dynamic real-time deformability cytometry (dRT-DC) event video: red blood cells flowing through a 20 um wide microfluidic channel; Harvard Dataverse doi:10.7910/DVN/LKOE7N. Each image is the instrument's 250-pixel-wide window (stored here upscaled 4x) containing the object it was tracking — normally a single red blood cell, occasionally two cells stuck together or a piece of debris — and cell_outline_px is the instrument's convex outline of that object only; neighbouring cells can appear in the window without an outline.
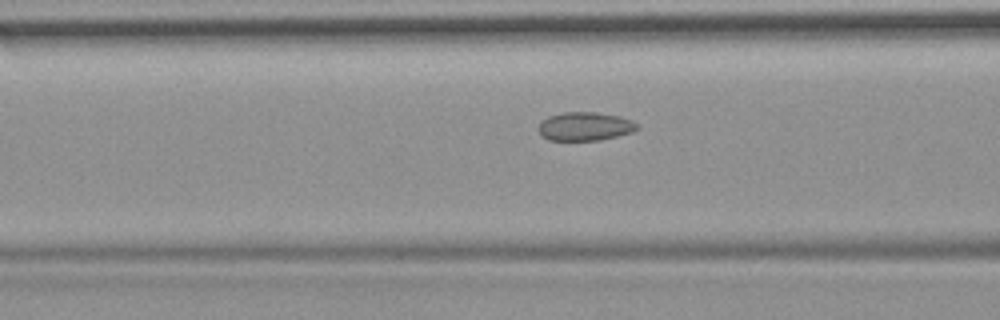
{"species": "common noctule bat (a hibernating species)", "species_latin": "Nyctalus noctula", "temperature_condition": "room temperature", "stored_images_in_passage": 37, "camera_frame_rate_fps": 3000, "um_per_image_px": 0.085, "animal": {"sex": "female", "body_mass_g": 19.9}, "frame": {"image": 1, "passage_image": 14, "time_ms": 4.333, "image_size_px": [1000, 320], "cell_outline_px": [[640, 128], [632, 132], [600, 140], [548, 140], [540, 136], [536, 128], [540, 120], [548, 116], [564, 112], [596, 112], [620, 116], [632, 120]], "centroid_in_image_um": [49.66, 10.74], "position_along_channel_um": 116.9, "area_um2": 16.7}}
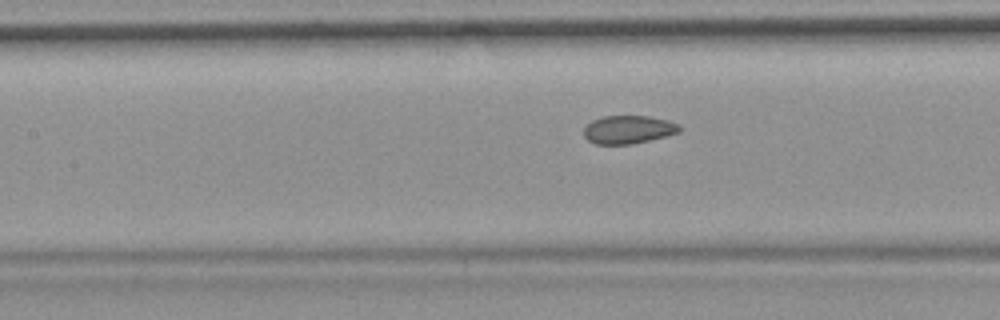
{"frame": {"image": 2, "passage_image": 17, "time_ms": 5.333, "image_size_px": [1000, 320], "cell_outline_px": [[680, 132], [632, 144], [596, 144], [588, 140], [584, 136], [584, 128], [592, 120], [604, 116], [648, 116], [668, 120], [680, 124]], "centroid_in_image_um": [53.41, 11.01], "position_along_channel_um": 154.0, "area_um2": 15.61}}
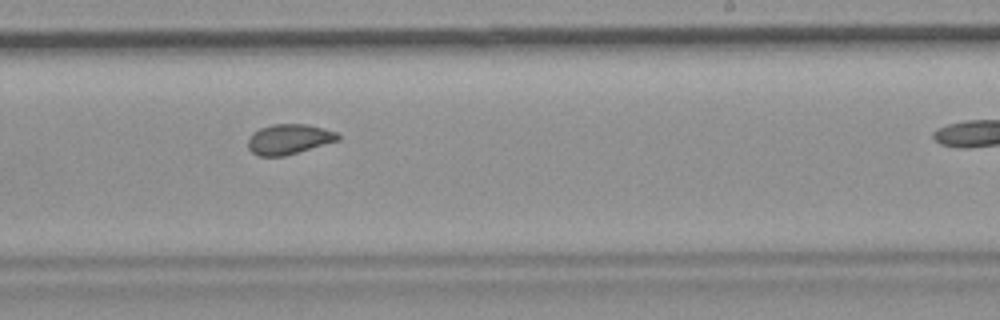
{"frame": {"image": 3, "passage_image": 26, "time_ms": 8.333, "image_size_px": [1000, 320], "cell_outline_px": [[340, 140], [284, 156], [260, 156], [252, 152], [248, 148], [248, 136], [252, 132], [260, 128], [272, 124], [308, 124], [324, 128], [336, 132], [340, 136]], "centroid_in_image_um": [24.55, 11.82], "position_along_channel_um": 264.5, "area_um2": 15.9}}